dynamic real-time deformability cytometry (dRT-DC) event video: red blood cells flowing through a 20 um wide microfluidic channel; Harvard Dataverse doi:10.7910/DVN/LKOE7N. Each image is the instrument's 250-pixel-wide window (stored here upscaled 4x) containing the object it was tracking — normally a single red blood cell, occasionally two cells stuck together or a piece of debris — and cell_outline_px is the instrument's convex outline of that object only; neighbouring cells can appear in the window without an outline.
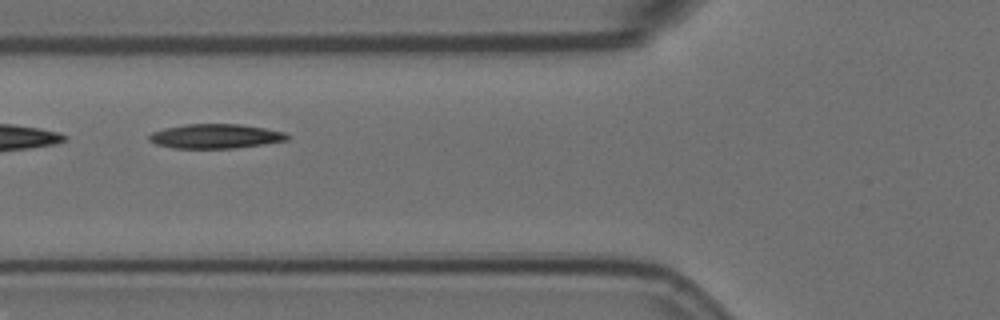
{"species": "Egyptian fruit bat (a non-hibernating species)", "species_latin": "Rousettus aegyptiacus", "temperature_condition": "room temperature", "stored_images_in_passage": 8, "camera_frame_rate_fps": 3000, "um_per_image_px": 0.085, "animal": {"sex": "female"}, "frame": {"image": 1, "passage_image": 3, "time_ms": 0.667, "image_size_px": [1000, 320], "cell_outline_px": [[292, 136], [288, 140], [264, 144], [236, 148], [172, 148], [156, 144], [148, 140], [148, 136], [152, 132], [164, 128], [184, 124], [240, 124], [264, 128], [284, 132]], "centroid_in_image_um": [18.32, 11.58], "position_along_channel_um": 107.5, "area_um2": 19.77}}
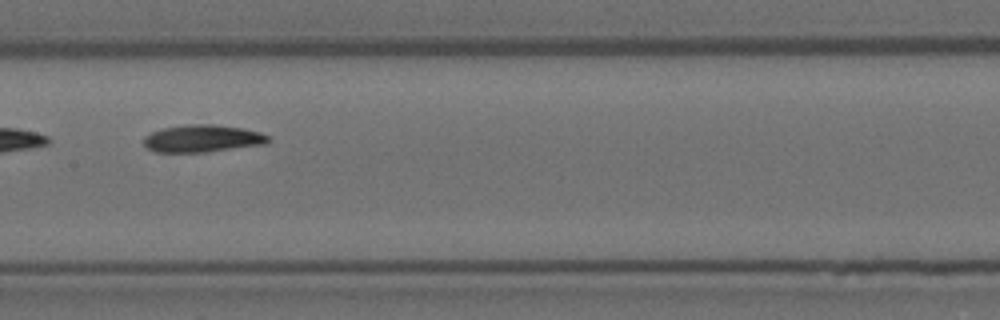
{"frame": {"image": 2, "passage_image": 5, "time_ms": 1.333, "image_size_px": [1000, 320], "cell_outline_px": [[272, 140], [268, 144], [208, 152], [156, 152], [148, 148], [144, 144], [144, 136], [152, 132], [164, 128], [188, 124], [216, 124], [244, 128], [260, 132], [268, 136]], "centroid_in_image_um": [17.27, 11.77], "position_along_channel_um": 190.1, "area_um2": 20.06}}
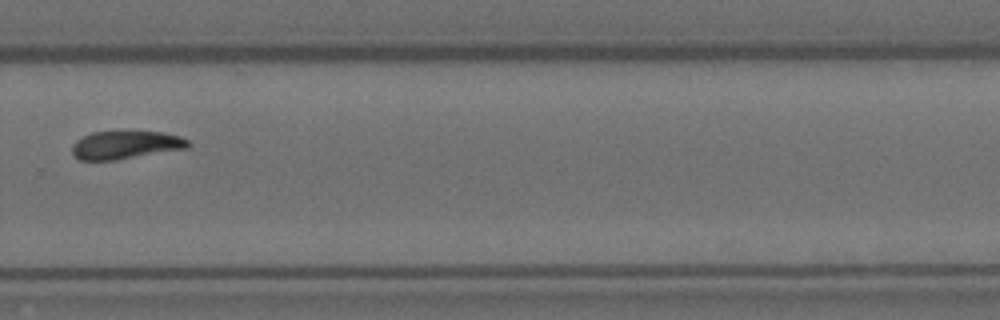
{"frame": {"image": 3, "passage_image": 8, "time_ms": 2.333, "image_size_px": [1000, 320], "cell_outline_px": [[192, 144], [188, 148], [116, 160], [80, 160], [72, 156], [72, 144], [76, 140], [92, 132], [164, 132], [180, 136], [188, 140]], "centroid_in_image_um": [10.68, 12.33], "position_along_channel_um": 319.1, "area_um2": 19.02}}